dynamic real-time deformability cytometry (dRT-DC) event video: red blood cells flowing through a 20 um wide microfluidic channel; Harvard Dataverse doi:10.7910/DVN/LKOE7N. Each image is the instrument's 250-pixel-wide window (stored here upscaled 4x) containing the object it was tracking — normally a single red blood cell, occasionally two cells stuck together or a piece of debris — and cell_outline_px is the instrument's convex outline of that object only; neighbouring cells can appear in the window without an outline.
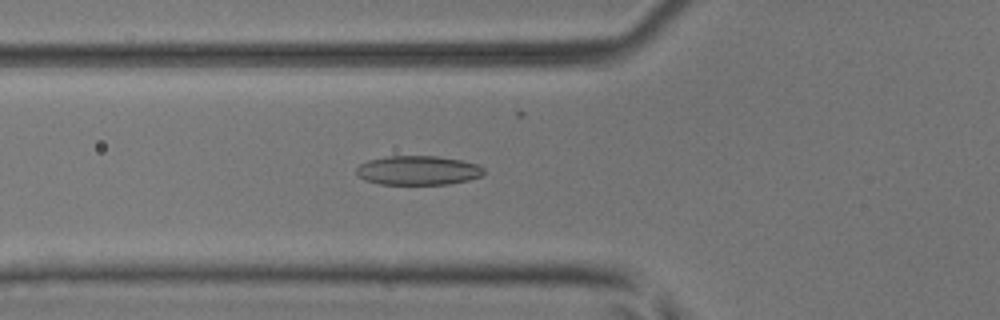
{"species": "common noctule bat (a hibernating species)", "species_latin": "Nyctalus noctula", "temperature_condition": "room temperature", "stored_images_in_passage": 49, "camera_frame_rate_fps": 3000, "um_per_image_px": 0.085, "animal": {"sex": "male", "body_mass_g": 17.9, "forearm_length_mm": 54.2}, "frame": {"image": 1, "passage_image": 15, "time_ms": 4.667, "image_size_px": [1000, 320], "cell_outline_px": [[484, 172], [480, 176], [468, 180], [448, 184], [380, 184], [364, 180], [356, 172], [356, 168], [360, 164], [368, 160], [388, 156], [436, 156], [460, 160], [476, 164], [484, 168]], "centroid_in_image_um": [35.51, 14.48], "position_along_channel_um": 90.3, "area_um2": 21.56}}
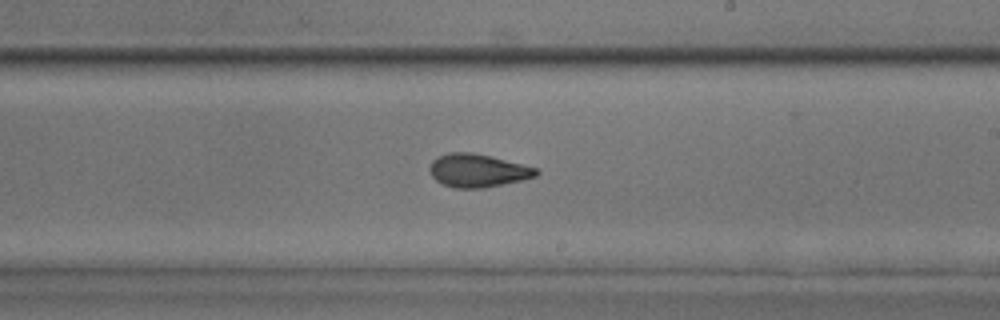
{"frame": {"image": 2, "passage_image": 27, "time_ms": 8.667, "image_size_px": [1000, 320], "cell_outline_px": [[540, 172], [536, 176], [524, 180], [484, 188], [452, 188], [440, 184], [432, 176], [428, 168], [432, 160], [436, 156], [448, 152], [472, 152], [536, 168]], "centroid_in_image_um": [40.54, 14.51], "position_along_channel_um": 248.5, "area_um2": 20.69}}
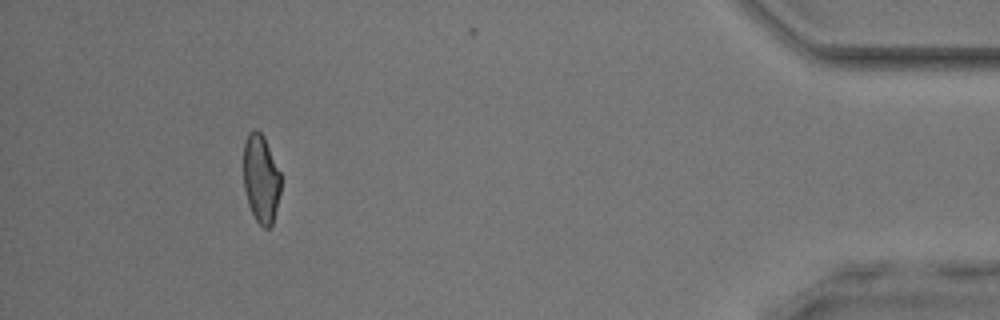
{"frame": {"image": 3, "passage_image": 44, "time_ms": 14.333, "image_size_px": [1000, 320], "cell_outline_px": [[280, 192], [272, 224], [268, 228], [264, 228], [256, 220], [248, 204], [244, 188], [244, 140], [248, 132], [252, 128], [256, 128], [264, 136], [280, 172]], "centroid_in_image_um": [22.17, 15.14], "position_along_channel_um": 413.0, "area_um2": 19.19}, "authors_computed_cell_mechanics": {"area_um2": 20.519, "velocity_mm_per_s": 3.9576, "shape_relaxation_time_tau1_ms": 5.8339, "shape_relaxation_time_tau2_ms": 2.1106, "deformation_change_tau1": 0.1731, "deformation_change_tau2": 0.0956}}